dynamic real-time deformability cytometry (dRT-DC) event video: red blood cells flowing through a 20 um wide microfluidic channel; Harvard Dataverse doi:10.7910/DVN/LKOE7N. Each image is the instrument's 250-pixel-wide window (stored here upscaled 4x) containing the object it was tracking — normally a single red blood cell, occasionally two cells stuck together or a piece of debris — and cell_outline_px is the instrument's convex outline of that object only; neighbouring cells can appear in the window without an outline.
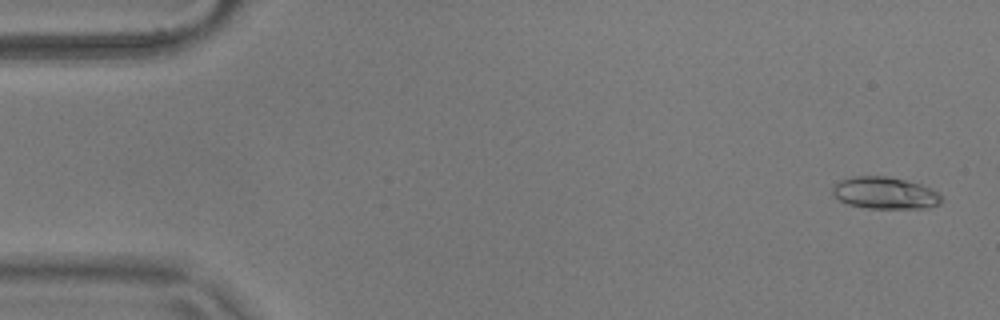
{"species": "common noctule bat (a hibernating species)", "species_latin": "Nyctalus noctula", "temperature_condition": "warm", "stored_images_in_passage": 50, "camera_frame_rate_fps": 3000, "um_per_image_px": 0.085, "animal": {"sex": "male", "body_mass_g": 17.9}, "frame": {"image": 1, "passage_image": 2, "time_ms": 0.333, "image_size_px": [1000, 320], "cell_outline_px": [[940, 204], [928, 208], [868, 208], [848, 204], [840, 200], [832, 192], [832, 184], [840, 180], [856, 176], [884, 176], [904, 180], [920, 184], [936, 192], [940, 196]], "centroid_in_image_um": [75.18, 16.41], "position_along_channel_um": 9.8, "area_um2": 20.0}}
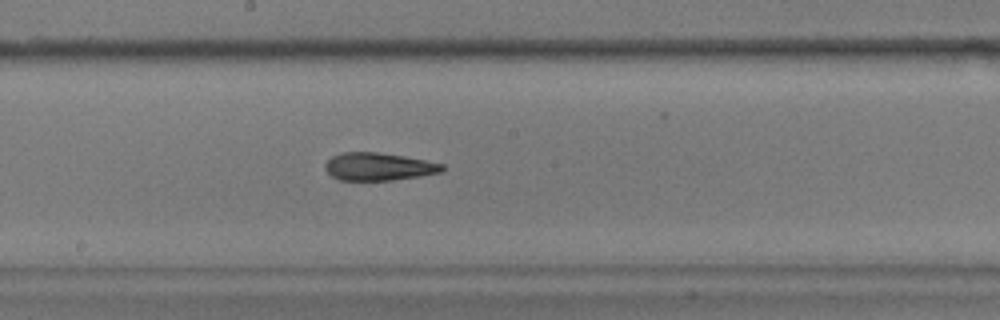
{"frame": {"image": 2, "passage_image": 29, "time_ms": 9.333, "image_size_px": [1000, 320], "cell_outline_px": [[444, 168], [440, 172], [420, 176], [392, 180], [340, 180], [332, 176], [324, 168], [324, 164], [332, 156], [340, 152], [376, 152], [404, 156], [444, 164]], "centroid_in_image_um": [32.15, 14.16], "position_along_channel_um": 216.1, "area_um2": 18.84}}
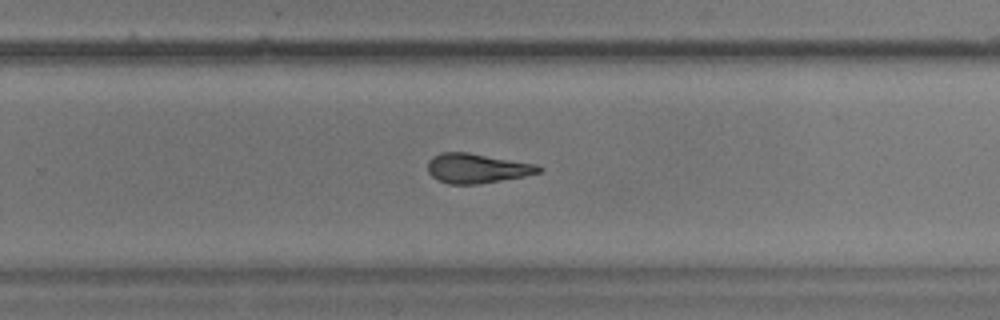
{"frame": {"image": 3, "passage_image": 35, "time_ms": 11.333, "image_size_px": [1000, 320], "cell_outline_px": [[544, 168], [540, 172], [524, 176], [476, 184], [448, 184], [432, 176], [428, 172], [428, 160], [432, 156], [440, 152], [468, 152], [536, 164]], "centroid_in_image_um": [40.52, 14.29], "position_along_channel_um": 289.3, "area_um2": 19.07}, "authors_computed_cell_mechanics": {"area_um2": 19.363, "velocity_mm_per_s": 3.6809, "shape_relaxation_time_tau1_ms": 6.0982, "shape_relaxation_time_tau2_ms": 2.6987, "deformation_change_tau1": 0.1822, "deformation_change_tau2": 0.1163}}